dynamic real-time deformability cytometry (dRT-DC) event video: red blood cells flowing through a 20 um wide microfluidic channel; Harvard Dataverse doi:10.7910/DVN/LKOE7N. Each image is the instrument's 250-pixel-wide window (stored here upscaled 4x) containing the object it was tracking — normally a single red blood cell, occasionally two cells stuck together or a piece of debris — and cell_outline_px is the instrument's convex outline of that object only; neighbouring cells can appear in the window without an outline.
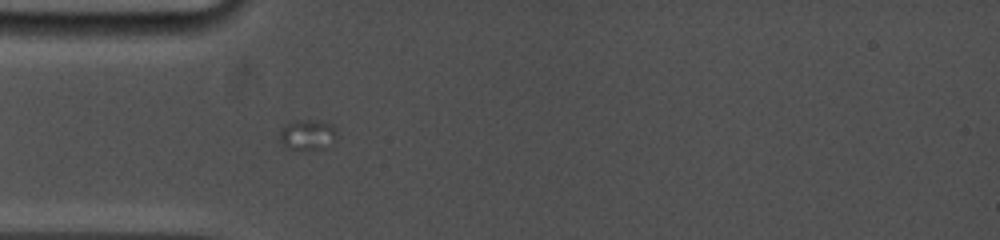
{"species": "common noctule bat (a hibernating species)", "species_latin": "Nyctalus noctula", "temperature_condition": "cold", "stored_images_in_passage": 22, "camera_frame_rate_fps": 5000, "um_per_image_px": 0.085, "animal": {"sex": "female", "body_mass_g": 19.0, "forearm_length_mm": 53.3}, "frame": {"image": 1, "passage_image": 13, "time_ms": 5.8, "image_size_px": [1000, 240], "cell_outline_px": [[336, 140], [332, 144], [324, 148], [300, 152], [284, 148], [280, 140], [280, 132], [292, 120], [316, 120], [332, 124], [336, 128]], "centroid_in_image_um": [26.15, 11.5], "position_along_channel_um": 58.8, "area_um2": 10.58}}